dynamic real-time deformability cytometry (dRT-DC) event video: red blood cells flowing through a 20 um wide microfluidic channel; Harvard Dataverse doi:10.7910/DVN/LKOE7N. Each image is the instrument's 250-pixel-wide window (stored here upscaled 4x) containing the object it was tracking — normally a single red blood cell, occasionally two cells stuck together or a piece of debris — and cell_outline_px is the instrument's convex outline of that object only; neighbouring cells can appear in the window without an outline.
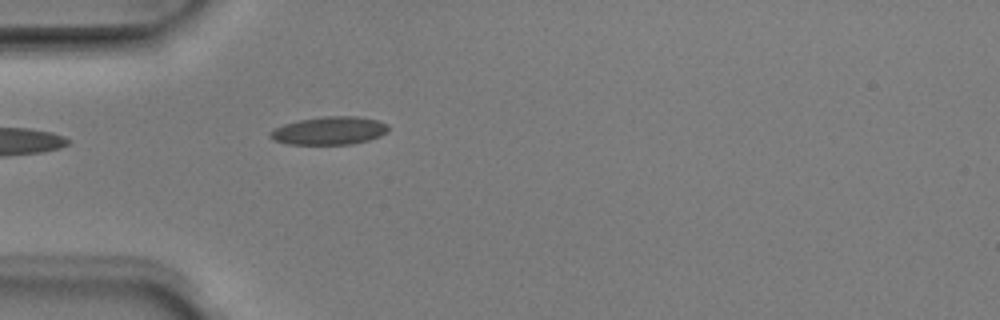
{"species": "Egyptian fruit bat (a non-hibernating species)", "species_latin": "Rousettus aegyptiacus", "temperature_condition": "room temperature", "stored_images_in_passage": 4, "camera_frame_rate_fps": 3000, "um_per_image_px": 0.085, "animal": {"sex": "male"}, "frame": {"image": 1, "passage_image": 4, "time_ms": 1.0, "image_size_px": [1000, 320], "cell_outline_px": [[388, 132], [380, 136], [368, 140], [352, 144], [288, 144], [272, 140], [268, 136], [268, 132], [272, 128], [284, 124], [300, 120], [324, 116], [356, 116], [376, 120], [388, 124]], "centroid_in_image_um": [27.95, 11.11], "position_along_channel_um": 57.0, "area_um2": 19.42}}